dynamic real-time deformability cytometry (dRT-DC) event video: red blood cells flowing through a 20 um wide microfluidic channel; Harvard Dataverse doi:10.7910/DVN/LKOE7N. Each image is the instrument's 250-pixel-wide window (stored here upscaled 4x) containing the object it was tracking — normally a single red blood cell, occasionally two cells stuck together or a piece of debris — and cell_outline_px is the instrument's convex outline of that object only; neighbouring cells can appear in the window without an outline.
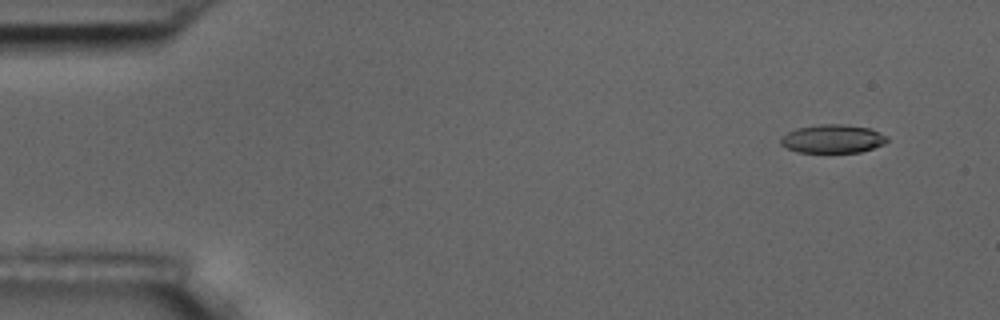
{"species": "common noctule bat (a hibernating species)", "species_latin": "Nyctalus noctula", "temperature_condition": "room temperature", "stored_images_in_passage": 8, "camera_frame_rate_fps": 3000, "um_per_image_px": 0.085, "animal": {"sex": "male", "body_mass_g": 17.5, "forearm_length_mm": 52.3}, "frame": {"image": 1, "passage_image": 2, "time_ms": 1.333, "image_size_px": [1000, 320], "cell_outline_px": [[888, 140], [884, 144], [860, 152], [796, 152], [780, 144], [780, 136], [796, 128], [820, 124], [844, 124], [872, 128], [888, 136]], "centroid_in_image_um": [70.78, 11.79], "position_along_channel_um": 14.2, "area_um2": 17.8}}
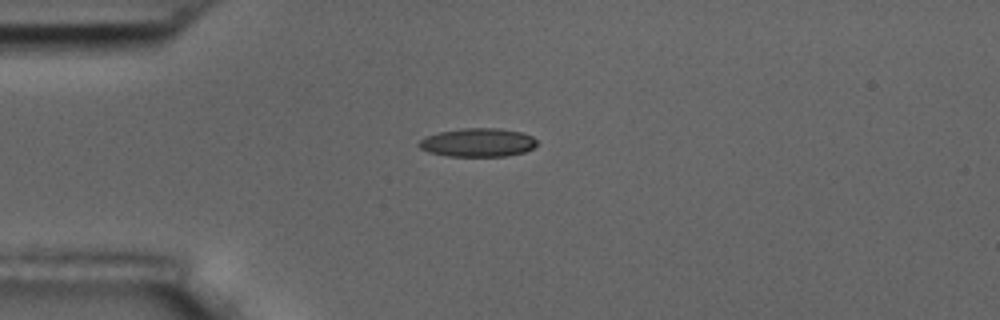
{"frame": {"image": 2, "passage_image": 5, "time_ms": 4.667, "image_size_px": [1000, 320], "cell_outline_px": [[536, 144], [532, 148], [524, 152], [504, 156], [448, 156], [428, 152], [420, 148], [416, 144], [424, 136], [440, 132], [460, 128], [500, 128], [520, 132], [532, 136], [536, 140]], "centroid_in_image_um": [40.57, 12.11], "position_along_channel_um": 44.4, "area_um2": 19.65}}
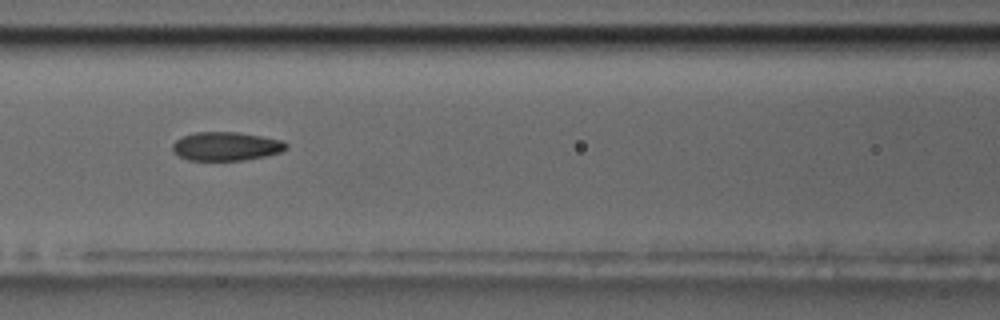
{"frame": {"image": 3, "passage_image": 8, "time_ms": 8.0, "image_size_px": [1000, 320], "cell_outline_px": [[288, 148], [280, 152], [264, 156], [244, 160], [188, 160], [172, 152], [172, 144], [176, 140], [184, 136], [196, 132], [236, 132], [284, 140], [288, 144]], "centroid_in_image_um": [19.22, 12.43], "position_along_channel_um": 147.4, "area_um2": 18.96}}